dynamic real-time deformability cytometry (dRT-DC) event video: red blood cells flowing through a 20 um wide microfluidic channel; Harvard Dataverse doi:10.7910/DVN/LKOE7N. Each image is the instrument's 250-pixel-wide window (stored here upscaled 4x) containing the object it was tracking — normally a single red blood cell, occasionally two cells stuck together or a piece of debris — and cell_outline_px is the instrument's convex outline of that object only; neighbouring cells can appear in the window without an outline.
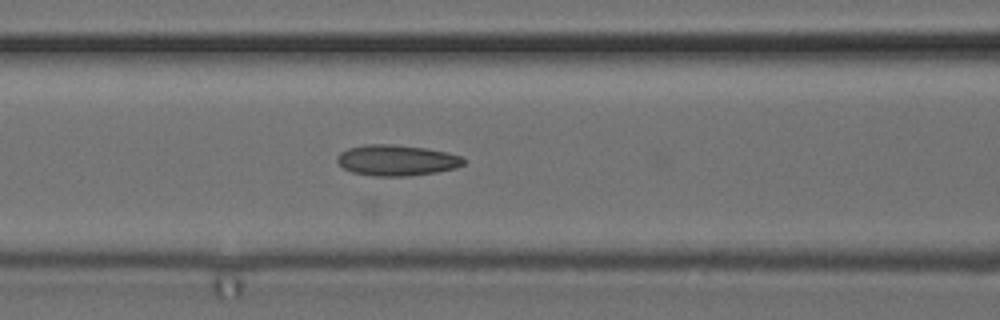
{"species": "common noctule bat (a hibernating species)", "species_latin": "Nyctalus noctula", "temperature_condition": "cold", "stored_images_in_passage": 5, "camera_frame_rate_fps": 3000, "um_per_image_px": 0.085, "animal": {"sex": "female", "body_mass_g": 24.6, "forearm_length_mm": 56.2}, "frame": {"image": 1, "passage_image": 5, "time_ms": 1.333, "image_size_px": [1000, 320], "cell_outline_px": [[464, 164], [456, 168], [436, 172], [412, 176], [372, 176], [352, 172], [344, 168], [336, 160], [336, 156], [340, 152], [348, 148], [364, 144], [392, 144], [428, 148], [448, 152], [460, 156], [464, 160]], "centroid_in_image_um": [33.71, 13.62], "position_along_channel_um": 132.9, "area_um2": 22.95}}